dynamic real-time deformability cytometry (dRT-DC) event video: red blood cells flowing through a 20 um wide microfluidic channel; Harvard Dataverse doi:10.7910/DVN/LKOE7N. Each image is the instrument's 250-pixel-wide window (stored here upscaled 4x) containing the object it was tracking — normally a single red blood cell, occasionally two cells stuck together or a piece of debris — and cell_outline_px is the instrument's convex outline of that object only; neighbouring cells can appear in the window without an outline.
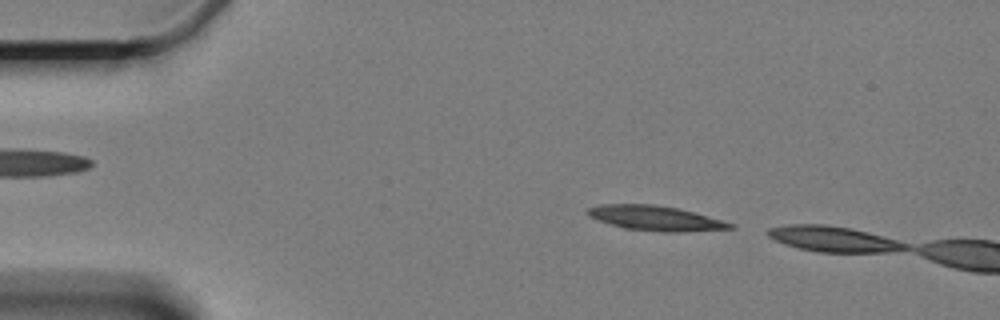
{"species": "Egyptian fruit bat (a non-hibernating species)", "species_latin": "Rousettus aegyptiacus", "temperature_condition": "cold", "stored_images_in_passage": 5, "segment_of_instrument_passage": [2, 2], "camera_frame_rate_fps": 3000, "um_per_image_px": 0.085, "animal": {"sex": "female"}, "frame": {"image": 1, "passage_image": 5, "time_ms": 5.667, "image_size_px": [1000, 320], "cell_outline_px": [[736, 228], [680, 232], [660, 232], [624, 228], [588, 216], [584, 212], [588, 208], [600, 204], [652, 204], [676, 208], [708, 216], [736, 224]], "centroid_in_image_um": [55.72, 18.55], "position_along_channel_um": 29.3, "area_um2": 20.52}}